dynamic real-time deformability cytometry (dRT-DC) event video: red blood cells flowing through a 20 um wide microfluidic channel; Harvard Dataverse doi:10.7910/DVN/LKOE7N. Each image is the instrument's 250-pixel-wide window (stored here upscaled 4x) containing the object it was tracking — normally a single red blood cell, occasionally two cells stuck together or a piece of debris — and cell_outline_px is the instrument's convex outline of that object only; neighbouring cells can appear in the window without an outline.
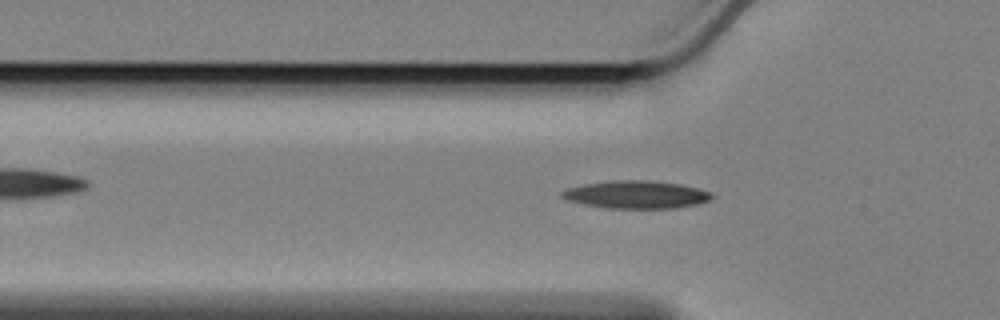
{"species": "Egyptian fruit bat (a non-hibernating species)", "species_latin": "Rousettus aegyptiacus", "temperature_condition": "cold", "stored_images_in_passage": 47, "camera_frame_rate_fps": 3000, "um_per_image_px": 0.085, "animal": {"sex": "female"}, "frame": {"image": 1, "passage_image": 17, "time_ms": 5.333, "image_size_px": [1000, 320], "cell_outline_px": [[716, 196], [708, 200], [696, 204], [676, 208], [608, 208], [584, 204], [568, 200], [560, 196], [560, 192], [564, 188], [584, 184], [612, 180], [648, 180], [680, 184], [712, 192]], "centroid_in_image_um": [54.06, 16.53], "position_along_channel_um": 71.7, "area_um2": 24.28}}
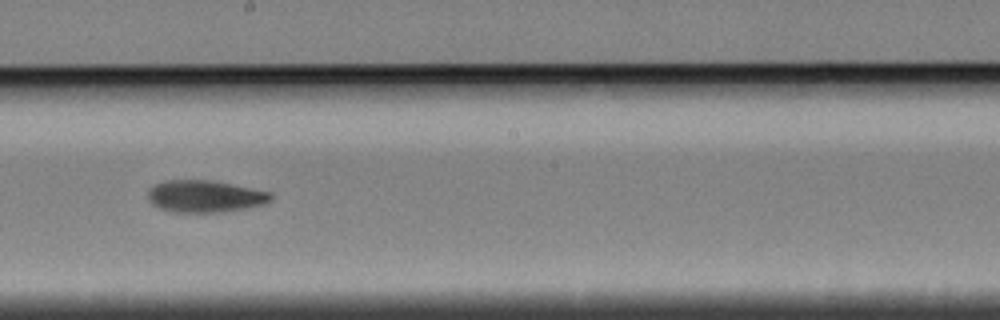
{"frame": {"image": 2, "passage_image": 31, "time_ms": 10.0, "image_size_px": [1000, 320], "cell_outline_px": [[272, 200], [264, 204], [244, 208], [216, 212], [172, 212], [160, 208], [152, 204], [148, 200], [148, 192], [156, 184], [164, 180], [212, 180], [272, 192]], "centroid_in_image_um": [17.42, 16.68], "position_along_channel_um": 230.8, "area_um2": 22.83}}
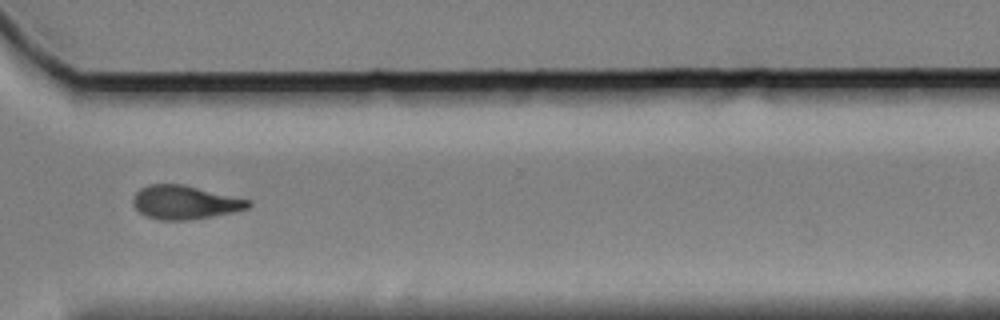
{"frame": {"image": 3, "passage_image": 42, "time_ms": 13.667, "image_size_px": [1000, 320], "cell_outline_px": [[252, 204], [248, 208], [236, 212], [188, 220], [160, 220], [144, 216], [132, 204], [132, 200], [136, 192], [140, 188], [148, 184], [184, 184], [252, 200]], "centroid_in_image_um": [15.73, 17.2], "position_along_channel_um": 354.9, "area_um2": 22.89}}